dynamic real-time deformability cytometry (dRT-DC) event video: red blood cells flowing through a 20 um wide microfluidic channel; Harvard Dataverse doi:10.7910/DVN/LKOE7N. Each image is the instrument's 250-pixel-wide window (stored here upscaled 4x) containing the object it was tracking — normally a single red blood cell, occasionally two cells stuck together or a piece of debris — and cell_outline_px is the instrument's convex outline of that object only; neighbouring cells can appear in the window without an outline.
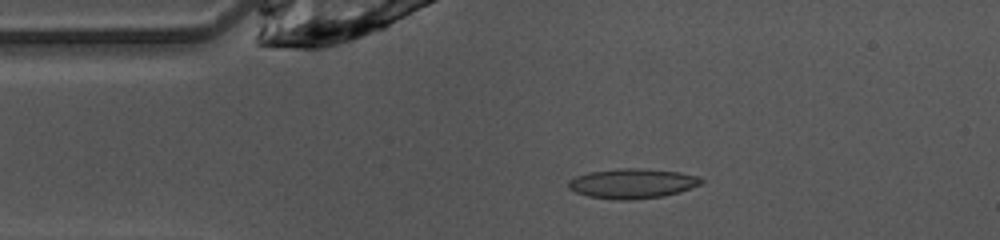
{"species": "common noctule bat (a hibernating species)", "species_latin": "Nyctalus noctula", "temperature_condition": "warm", "stored_images_in_passage": 46, "camera_frame_rate_fps": 3000, "um_per_image_px": 0.085, "animal": {"sex": "female", "body_mass_g": 10.0, "forearm_length_mm": 53.1}, "frame": {"image": 1, "passage_image": 7, "time_ms": 2.0, "image_size_px": [1000, 240], "cell_outline_px": [[704, 180], [700, 184], [680, 192], [664, 196], [632, 200], [612, 200], [588, 196], [576, 192], [568, 188], [568, 180], [576, 176], [588, 172], [616, 168], [640, 168], [680, 172], [696, 176]], "centroid_in_image_um": [53.71, 15.6], "position_along_channel_um": 31.3, "area_um2": 23.24}}
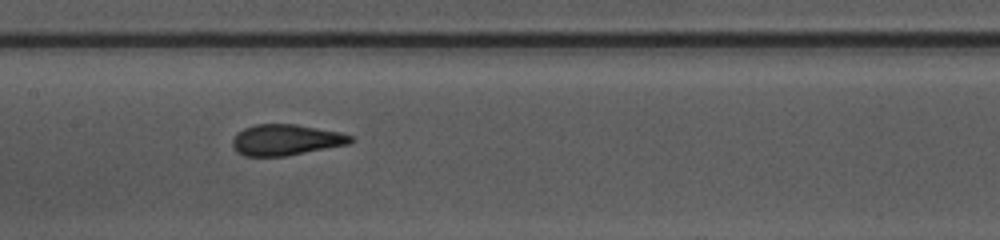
{"frame": {"image": 2, "passage_image": 20, "time_ms": 6.333, "image_size_px": [1000, 240], "cell_outline_px": [[356, 140], [348, 144], [288, 156], [244, 156], [236, 152], [232, 144], [232, 140], [236, 132], [244, 128], [256, 124], [296, 124], [340, 132], [352, 136]], "centroid_in_image_um": [24.29, 11.89], "position_along_channel_um": 183.1, "area_um2": 21.5}}
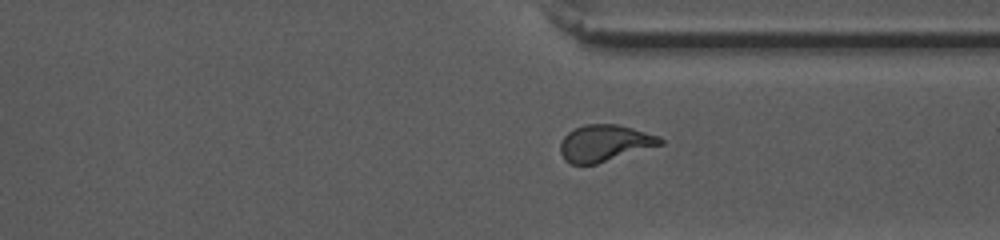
{"frame": {"image": 3, "passage_image": 33, "time_ms": 10.667, "image_size_px": [1000, 240], "cell_outline_px": [[664, 144], [596, 164], [572, 164], [564, 160], [560, 152], [560, 144], [564, 136], [568, 132], [584, 124], [616, 124], [632, 128], [660, 136], [664, 140]], "centroid_in_image_um": [51.4, 12.17], "position_along_channel_um": 360.0, "area_um2": 21.33}, "authors_computed_cell_mechanics": {"area_um2": 21.6172, "velocity_mm_per_s": 4.0921, "shape_relaxation_time_tau1_ms": 3.8391, "shape_relaxation_time_tau2_ms": 0.948, "deformation_change_tau1": 0.195, "deformation_change_tau2": 0.071}}